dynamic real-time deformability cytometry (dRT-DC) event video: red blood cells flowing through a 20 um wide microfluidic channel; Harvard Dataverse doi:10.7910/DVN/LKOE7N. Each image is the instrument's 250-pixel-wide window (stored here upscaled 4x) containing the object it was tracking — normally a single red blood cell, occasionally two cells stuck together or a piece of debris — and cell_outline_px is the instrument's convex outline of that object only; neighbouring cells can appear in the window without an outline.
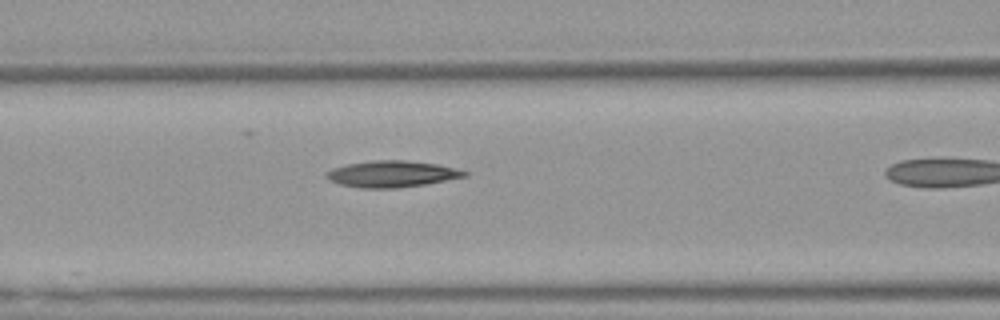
{"species": "Egyptian fruit bat (a non-hibernating species)", "species_latin": "Rousettus aegyptiacus", "temperature_condition": "warm", "stored_images_in_passage": 10, "camera_frame_rate_fps": 3000, "um_per_image_px": 0.085, "animal": {"sex": "female"}, "frame": {"image": 1, "passage_image": 9, "time_ms": 2.667, "image_size_px": [1000, 320], "cell_outline_px": [[468, 176], [424, 184], [396, 188], [360, 188], [340, 184], [328, 180], [324, 176], [324, 172], [332, 168], [348, 164], [372, 160], [404, 160], [440, 164], [468, 172]], "centroid_in_image_um": [33.27, 14.78], "position_along_channel_um": 133.3, "area_um2": 21.33}}